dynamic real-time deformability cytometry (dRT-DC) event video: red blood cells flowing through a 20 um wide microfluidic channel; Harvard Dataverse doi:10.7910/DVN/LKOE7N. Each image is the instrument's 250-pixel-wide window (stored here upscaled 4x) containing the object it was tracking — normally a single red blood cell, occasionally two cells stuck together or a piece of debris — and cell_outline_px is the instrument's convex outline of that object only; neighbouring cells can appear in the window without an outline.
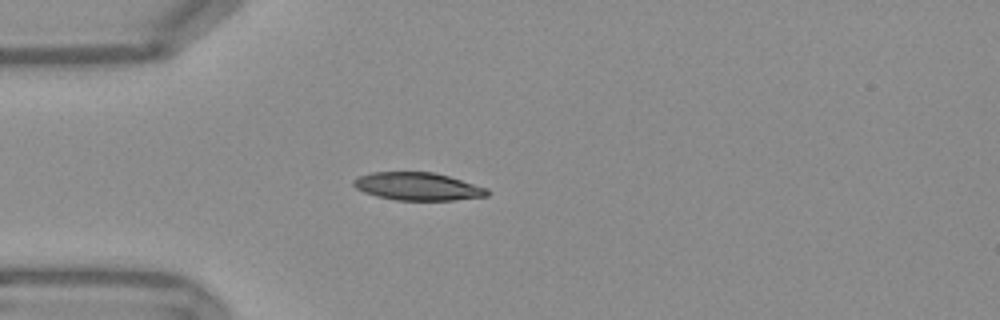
{"species": "Egyptian fruit bat (a non-hibernating species)", "species_latin": "Rousettus aegyptiacus", "temperature_condition": "warm", "stored_images_in_passage": 40, "camera_frame_rate_fps": 3000, "um_per_image_px": 0.085, "frame": {"image": 1, "passage_image": 1, "time_ms": 0.0, "image_size_px": [1000, 320], "cell_outline_px": [[492, 192], [488, 196], [452, 200], [396, 200], [376, 196], [364, 192], [356, 188], [352, 184], [352, 180], [360, 176], [372, 172], [432, 172], [448, 176], [488, 188]], "centroid_in_image_um": [35.52, 15.85], "position_along_channel_um": 49.5, "area_um2": 21.68}}
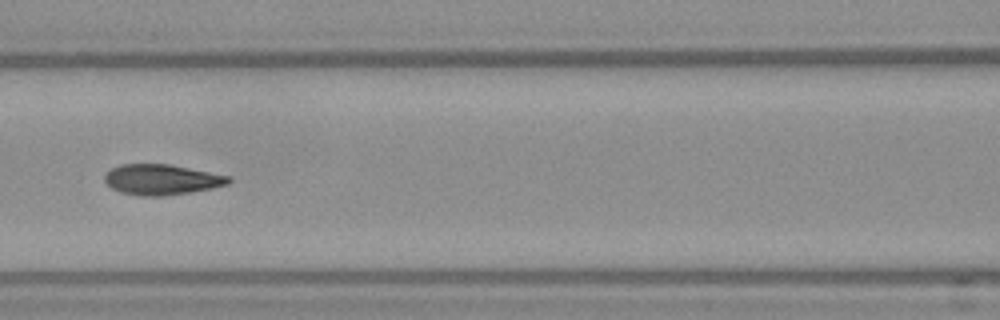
{"frame": {"image": 2, "passage_image": 10, "time_ms": 3.0, "image_size_px": [1000, 320], "cell_outline_px": [[232, 180], [228, 184], [212, 188], [164, 196], [140, 196], [120, 192], [112, 188], [104, 180], [104, 176], [112, 168], [120, 164], [168, 164], [232, 176]], "centroid_in_image_um": [13.75, 15.26], "position_along_channel_um": 152.8, "area_um2": 21.96}}
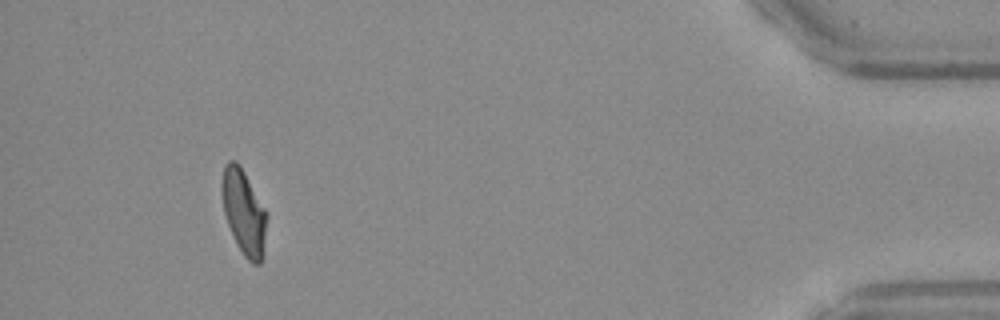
{"frame": {"image": 3, "passage_image": 36, "time_ms": 11.667, "image_size_px": [1000, 320], "cell_outline_px": [[268, 216], [264, 252], [260, 264], [252, 264], [244, 256], [236, 244], [228, 224], [224, 212], [220, 192], [220, 184], [224, 164], [228, 160], [236, 160], [240, 164], [268, 212]], "centroid_in_image_um": [20.73, 18.0], "position_along_channel_um": 414.5, "area_um2": 22.95}, "authors_computed_cell_mechanics": {"area_um2": 21.964, "velocity_mm_per_s": 3.7965, "shape_relaxation_time_tau1_ms": 4.6099, "shape_relaxation_time_tau2_ms": 1.2721, "deformation_change_tau1": 0.1934, "deformation_change_tau2": 0.0649}}